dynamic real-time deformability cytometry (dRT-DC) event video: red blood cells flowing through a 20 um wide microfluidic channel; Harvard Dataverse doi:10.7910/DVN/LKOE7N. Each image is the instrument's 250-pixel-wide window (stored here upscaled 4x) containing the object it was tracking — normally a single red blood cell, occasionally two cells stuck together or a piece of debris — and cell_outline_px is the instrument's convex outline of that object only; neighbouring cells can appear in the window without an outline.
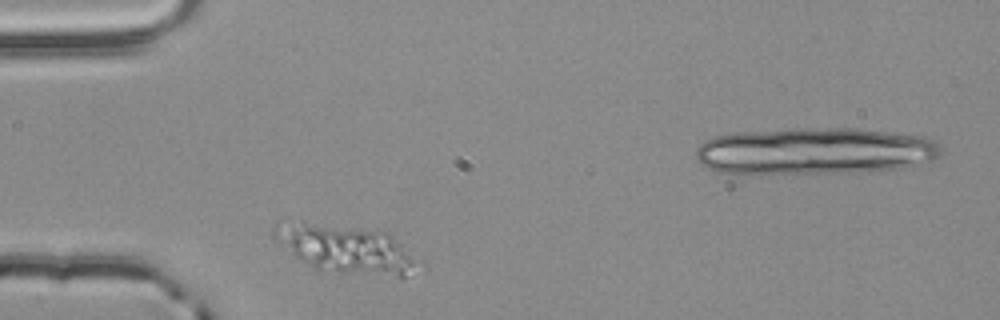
{"species": "common noctule bat (a hibernating species)", "species_latin": "Nyctalus noctula", "temperature_condition": "room temperature", "stored_images_in_passage": 31, "camera_frame_rate_fps": 3000, "um_per_image_px": 0.085, "animal": {"sex": "male", "body_mass_g": 20.4}, "frame": {"image": 1, "passage_image": 3, "time_ms": 0.667, "image_size_px": [1000, 320], "cell_outline_px": [[428, 268], [404, 276], [396, 276], [316, 272], [300, 260], [280, 244], [272, 236], [272, 228], [276, 224], [300, 220], [304, 220], [384, 232], [392, 236], [424, 260], [428, 264]], "centroid_in_image_um": [29.5, 21.2], "position_along_channel_um": 55.5, "area_um2": 42.08}}
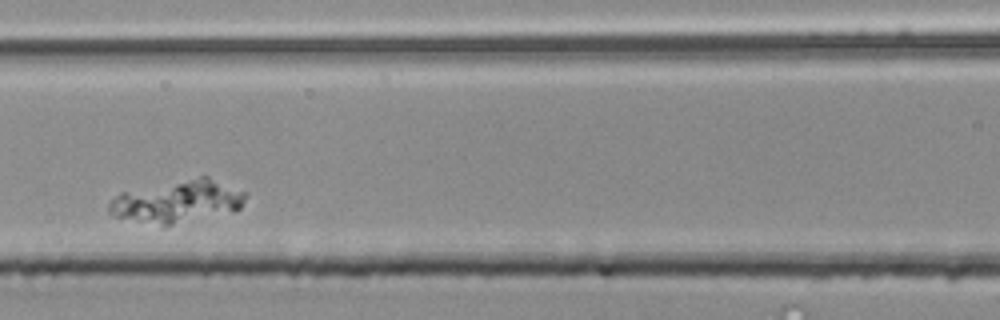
{"frame": {"image": 2, "passage_image": 12, "time_ms": 3.667, "image_size_px": [1000, 320], "cell_outline_px": [[248, 196], [240, 208], [236, 212], [164, 228], [160, 228], [116, 216], [108, 212], [108, 204], [120, 192], [200, 176], [208, 176], [248, 192]], "centroid_in_image_um": [15.15, 17.17], "position_along_channel_um": 151.4, "area_um2": 34.85}}
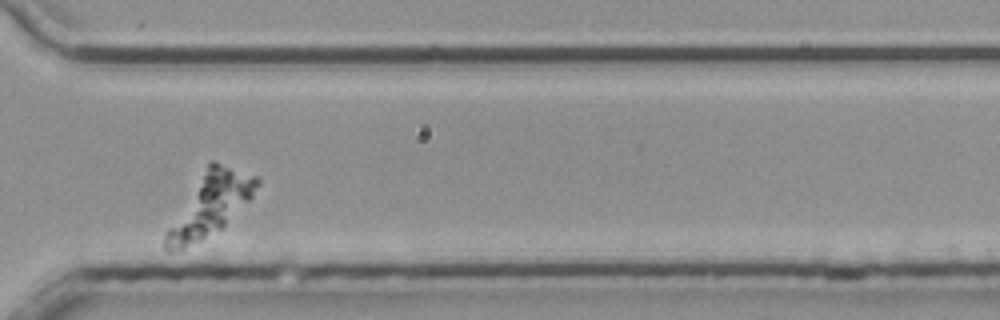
{"frame": {"image": 3, "passage_image": 29, "time_ms": 9.333, "image_size_px": [1000, 320], "cell_outline_px": [[260, 184], [252, 196], [220, 228], [180, 252], [168, 252], [164, 248], [164, 232], [208, 164], [212, 160], [256, 176], [260, 180]], "centroid_in_image_um": [17.8, 17.44], "position_along_channel_um": 352.8, "area_um2": 32.25}}